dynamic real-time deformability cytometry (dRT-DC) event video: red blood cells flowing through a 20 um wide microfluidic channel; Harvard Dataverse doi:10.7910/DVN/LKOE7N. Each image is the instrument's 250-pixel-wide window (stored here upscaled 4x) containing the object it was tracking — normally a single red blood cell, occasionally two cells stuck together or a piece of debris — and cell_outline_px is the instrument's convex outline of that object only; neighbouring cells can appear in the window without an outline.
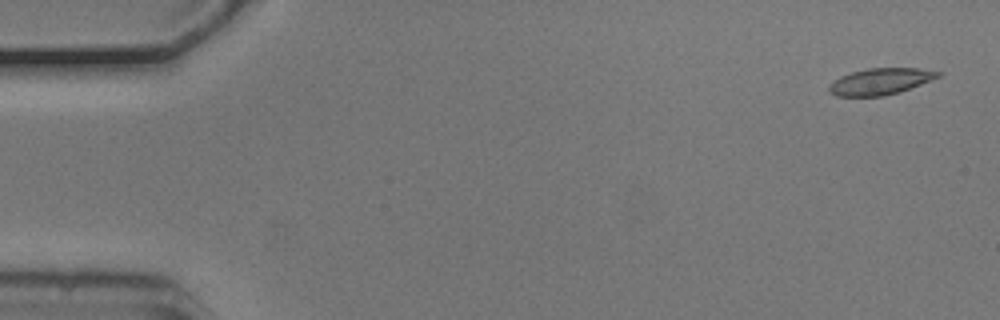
{"species": "common noctule bat (a hibernating species)", "species_latin": "Nyctalus noctula", "temperature_condition": "cold", "stored_images_in_passage": 5, "camera_frame_rate_fps": 3000, "um_per_image_px": 0.085, "animal": {"sex": "male", "body_mass_g": 20.5, "forearm_length_mm": 52.5}, "frame": {"image": 1, "passage_image": 1, "time_ms": 0.0, "image_size_px": [1000, 320], "cell_outline_px": [[944, 72], [940, 76], [900, 92], [880, 96], [836, 96], [828, 92], [828, 84], [832, 80], [840, 76], [852, 72], [868, 68], [920, 68]], "centroid_in_image_um": [74.79, 6.92], "position_along_channel_um": 10.2, "area_um2": 16.88}}
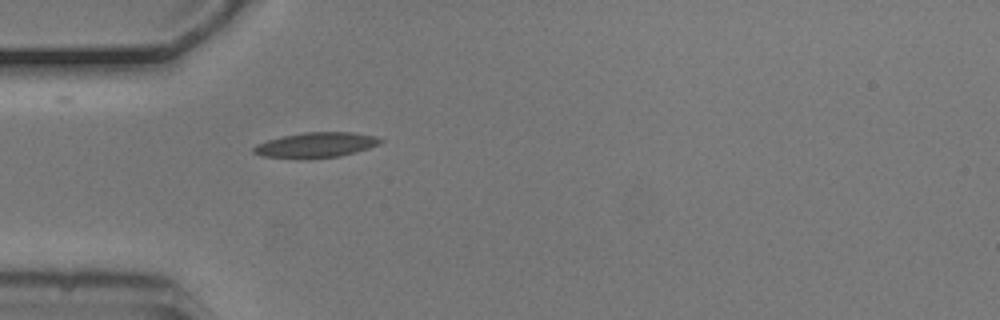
{"frame": {"image": 2, "passage_image": 5, "time_ms": 1.333, "image_size_px": [1000, 320], "cell_outline_px": [[384, 140], [368, 148], [356, 152], [340, 156], [308, 160], [300, 160], [260, 156], [252, 152], [252, 148], [256, 144], [268, 140], [284, 136], [304, 132], [352, 132], [376, 136]], "centroid_in_image_um": [26.79, 12.35], "position_along_channel_um": 58.2, "area_um2": 18.96}}